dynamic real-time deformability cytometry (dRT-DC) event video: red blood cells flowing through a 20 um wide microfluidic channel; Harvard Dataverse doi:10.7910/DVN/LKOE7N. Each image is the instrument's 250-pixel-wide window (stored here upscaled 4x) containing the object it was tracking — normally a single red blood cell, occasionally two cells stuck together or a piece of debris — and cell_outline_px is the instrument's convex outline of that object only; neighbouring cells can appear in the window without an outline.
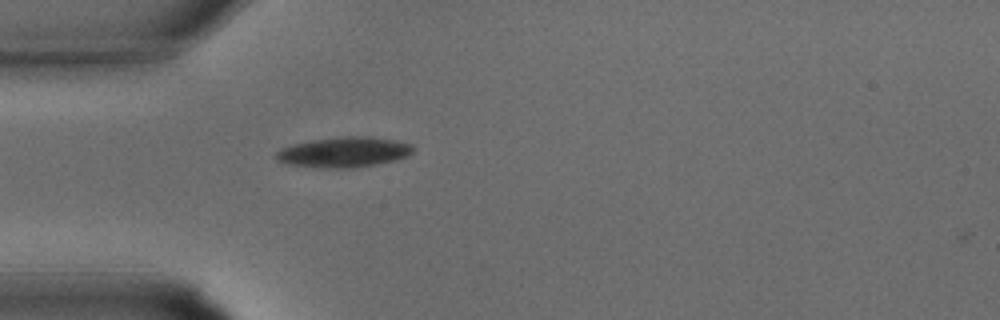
{"species": "common noctule bat (a hibernating species)", "species_latin": "Nyctalus noctula", "temperature_condition": "warm", "stored_images_in_passage": 25, "camera_frame_rate_fps": 3000, "um_per_image_px": 0.085, "animal": {"sex": "male", "body_mass_g": 15.6}, "frame": {"image": 1, "passage_image": 1, "time_ms": 0.0, "image_size_px": [1000, 320], "cell_outline_px": [[416, 148], [408, 156], [396, 160], [376, 164], [352, 168], [320, 168], [288, 164], [276, 160], [276, 152], [280, 148], [312, 140], [340, 136], [372, 136], [412, 144]], "centroid_in_image_um": [29.26, 12.93], "position_along_channel_um": 55.7, "area_um2": 24.28}}
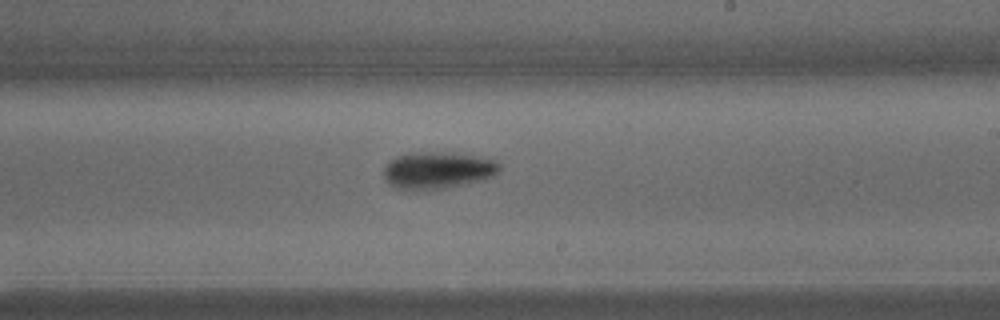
{"frame": {"image": 2, "passage_image": 11, "time_ms": 3.333, "image_size_px": [1000, 320], "cell_outline_px": [[500, 172], [484, 180], [444, 188], [396, 188], [384, 180], [384, 168], [396, 156], [408, 152], [428, 152], [480, 156], [496, 160], [500, 164]], "centroid_in_image_um": [37.24, 14.45], "position_along_channel_um": 251.8, "area_um2": 24.51}}
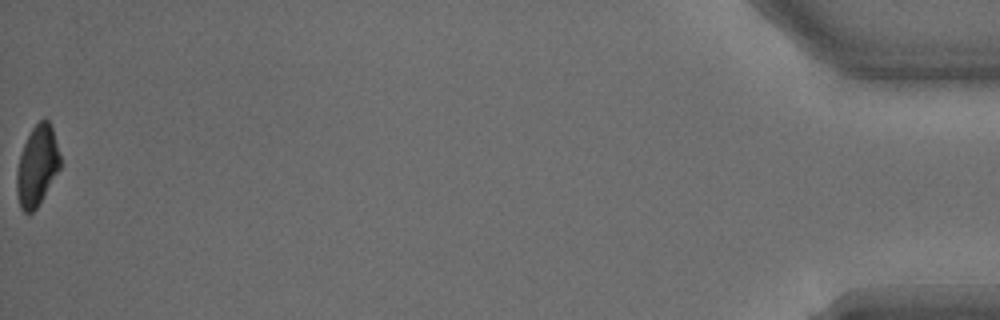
{"frame": {"image": 3, "passage_image": 25, "time_ms": 8.0, "image_size_px": [1000, 320], "cell_outline_px": [[60, 168], [40, 204], [32, 212], [24, 212], [20, 208], [16, 192], [16, 168], [24, 144], [32, 128], [44, 116], [48, 120], [52, 128], [60, 156]], "centroid_in_image_um": [3.14, 14.12], "position_along_channel_um": 432.1, "area_um2": 20.35}}